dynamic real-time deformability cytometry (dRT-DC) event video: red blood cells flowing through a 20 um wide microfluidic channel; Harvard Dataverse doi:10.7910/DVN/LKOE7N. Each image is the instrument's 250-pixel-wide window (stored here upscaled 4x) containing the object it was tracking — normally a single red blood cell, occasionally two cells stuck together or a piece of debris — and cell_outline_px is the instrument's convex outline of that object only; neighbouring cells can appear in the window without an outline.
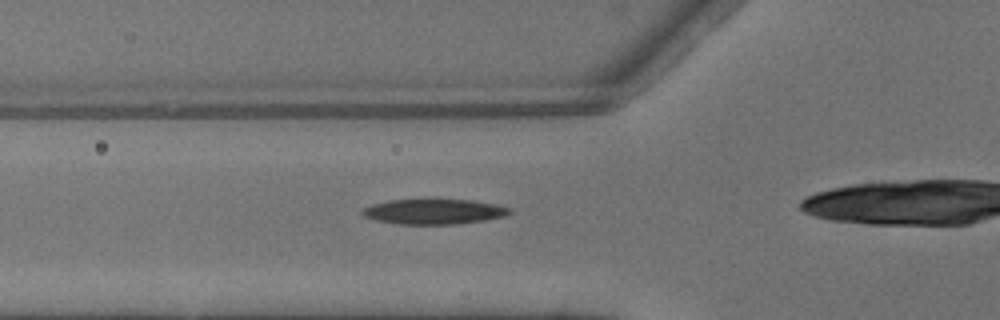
{"species": "common noctule bat (a hibernating species)", "species_latin": "Nyctalus noctula", "temperature_condition": "warm", "stored_images_in_passage": 4, "camera_frame_rate_fps": 3000, "um_per_image_px": 0.085, "animal": {"sex": "male", "body_mass_g": 13.3}, "frame": {"image": 1, "passage_image": 3, "time_ms": 0.667, "image_size_px": [1000, 320], "cell_outline_px": [[512, 212], [504, 216], [484, 220], [456, 224], [396, 224], [376, 220], [364, 216], [360, 212], [364, 208], [372, 204], [388, 200], [472, 200], [500, 204], [512, 208]], "centroid_in_image_um": [36.91, 17.98], "position_along_channel_um": 88.9, "area_um2": 21.62}}